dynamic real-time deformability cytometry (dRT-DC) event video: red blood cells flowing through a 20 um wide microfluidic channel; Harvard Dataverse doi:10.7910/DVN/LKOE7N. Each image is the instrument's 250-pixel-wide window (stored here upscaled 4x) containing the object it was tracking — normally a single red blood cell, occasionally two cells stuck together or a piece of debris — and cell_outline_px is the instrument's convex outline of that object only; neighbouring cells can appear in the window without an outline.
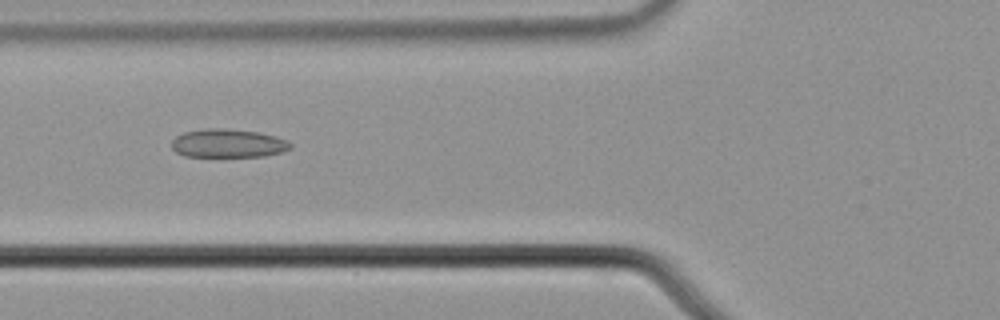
{"species": "common noctule bat (a hibernating species)", "species_latin": "Nyctalus noctula", "temperature_condition": "cold", "stored_images_in_passage": 8, "camera_frame_rate_fps": 3000, "um_per_image_px": 0.085, "animal": {"sex": "male", "body_mass_g": 21.5, "forearm_length_mm": 52.0}, "frame": {"image": 1, "passage_image": 4, "time_ms": 1.0, "image_size_px": [1000, 320], "cell_outline_px": [[292, 148], [284, 152], [264, 156], [184, 156], [176, 152], [172, 148], [172, 140], [176, 136], [184, 132], [208, 128], [224, 128], [260, 132], [276, 136], [288, 140], [292, 144]], "centroid_in_image_um": [19.43, 12.18], "position_along_channel_um": 106.4, "area_um2": 19.88}}
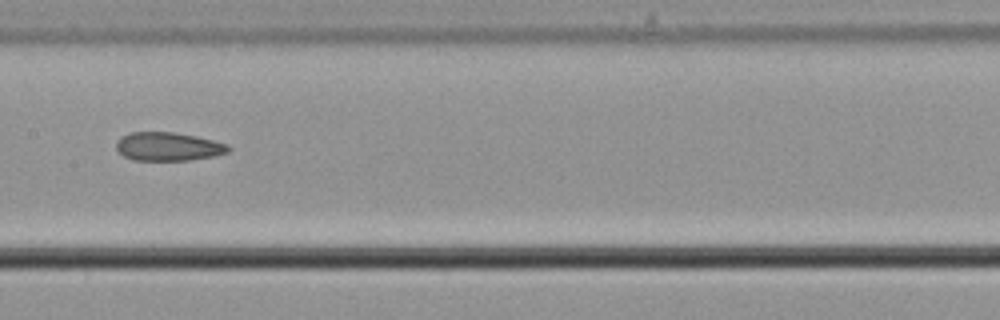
{"frame": {"image": 2, "passage_image": 6, "time_ms": 1.667, "image_size_px": [1000, 320], "cell_outline_px": [[232, 148], [228, 152], [212, 156], [188, 160], [132, 160], [124, 156], [116, 148], [116, 140], [120, 136], [132, 132], [172, 132], [196, 136], [228, 144]], "centroid_in_image_um": [14.28, 12.45], "position_along_channel_um": 193.1, "area_um2": 18.61}}
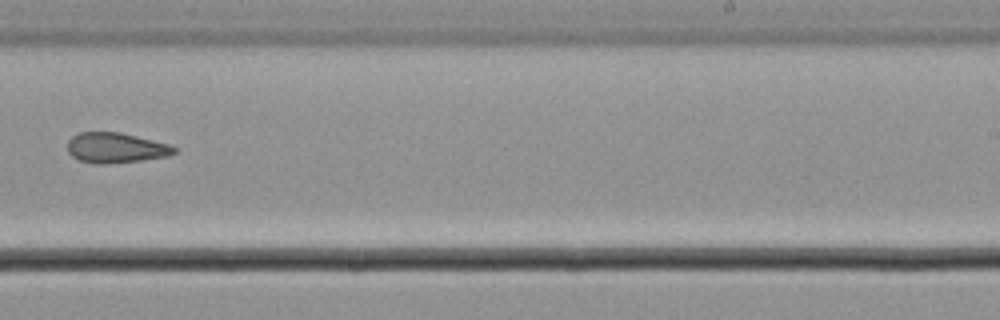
{"frame": {"image": 3, "passage_image": 8, "time_ms": 2.333, "image_size_px": [1000, 320], "cell_outline_px": [[176, 152], [168, 156], [144, 160], [108, 164], [96, 164], [80, 160], [72, 156], [68, 152], [68, 140], [72, 136], [80, 132], [120, 132], [168, 144], [176, 148]], "centroid_in_image_um": [9.83, 12.57], "position_along_channel_um": 279.2, "area_um2": 18.79}}